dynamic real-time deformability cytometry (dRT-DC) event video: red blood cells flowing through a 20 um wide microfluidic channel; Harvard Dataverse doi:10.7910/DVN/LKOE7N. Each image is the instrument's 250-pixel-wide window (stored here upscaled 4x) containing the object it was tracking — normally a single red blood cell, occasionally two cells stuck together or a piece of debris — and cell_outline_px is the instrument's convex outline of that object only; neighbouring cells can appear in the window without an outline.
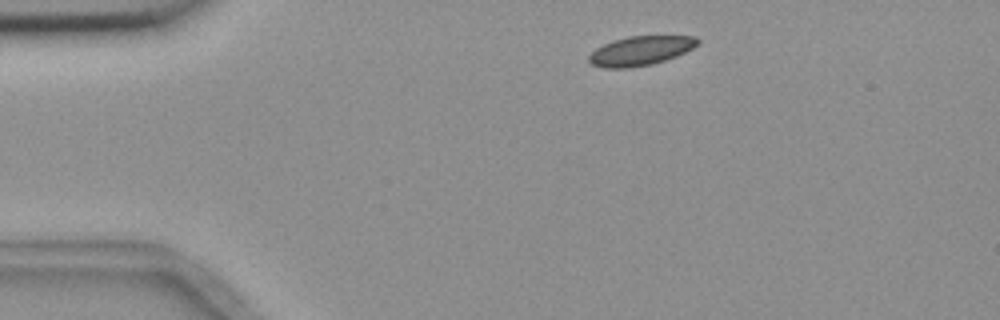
{"species": "common noctule bat (a hibernating species)", "species_latin": "Nyctalus noctula", "temperature_condition": "room temperature", "stored_images_in_passage": 4, "camera_frame_rate_fps": 3000, "um_per_image_px": 0.085, "animal": {"sex": "female", "body_mass_g": 18.4}, "frame": {"image": 1, "passage_image": 1, "time_ms": 0.0, "image_size_px": [1000, 320], "cell_outline_px": [[700, 44], [676, 56], [652, 64], [628, 68], [604, 68], [592, 64], [588, 60], [588, 56], [596, 48], [612, 40], [628, 36], [696, 36], [700, 40]], "centroid_in_image_um": [54.44, 4.31], "position_along_channel_um": 30.6, "area_um2": 18.55}}
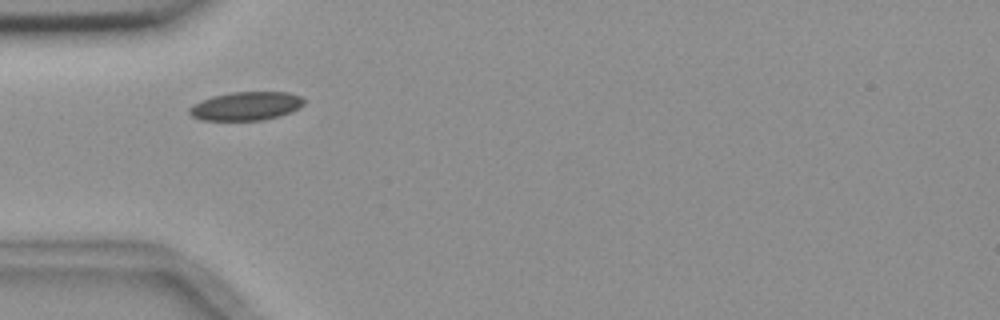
{"frame": {"image": 2, "passage_image": 3, "time_ms": 2.333, "image_size_px": [1000, 320], "cell_outline_px": [[304, 104], [300, 108], [292, 112], [280, 116], [264, 120], [200, 120], [192, 116], [188, 112], [188, 108], [192, 104], [212, 96], [232, 92], [288, 92], [300, 96], [304, 100]], "centroid_in_image_um": [20.91, 9.02], "position_along_channel_um": 64.1, "area_um2": 19.25}}